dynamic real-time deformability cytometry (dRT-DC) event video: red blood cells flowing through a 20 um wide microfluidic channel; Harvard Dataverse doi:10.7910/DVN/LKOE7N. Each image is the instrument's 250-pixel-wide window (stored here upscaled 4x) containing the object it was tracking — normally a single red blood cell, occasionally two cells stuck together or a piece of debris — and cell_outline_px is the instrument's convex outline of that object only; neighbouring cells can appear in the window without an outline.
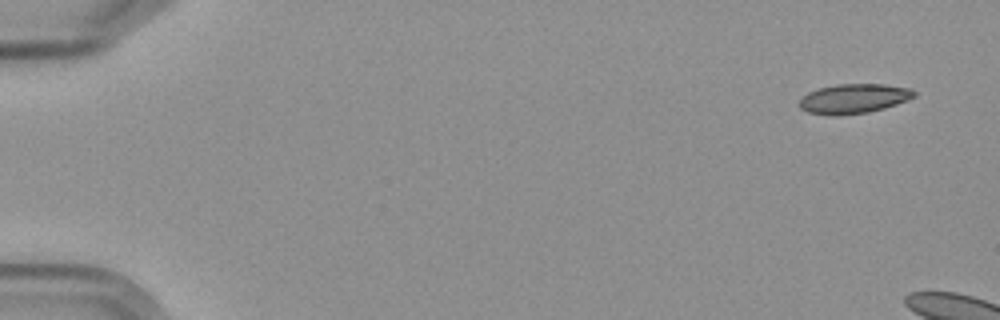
{"species": "Egyptian fruit bat (a non-hibernating species)", "species_latin": "Rousettus aegyptiacus", "temperature_condition": "cold", "stored_images_in_passage": 5, "segment_of_instrument_passage": [2, 2], "camera_frame_rate_fps": 3000, "um_per_image_px": 0.085, "frame": {"image": 1, "passage_image": 5, "time_ms": 4.667, "image_size_px": [1000, 320], "cell_outline_px": [[916, 96], [908, 100], [884, 108], [868, 112], [836, 116], [828, 116], [808, 112], [800, 108], [800, 100], [808, 92], [820, 88], [836, 84], [884, 84], [912, 88], [916, 92]], "centroid_in_image_um": [72.59, 8.38], "position_along_channel_um": 12.4, "area_um2": 19.88}}